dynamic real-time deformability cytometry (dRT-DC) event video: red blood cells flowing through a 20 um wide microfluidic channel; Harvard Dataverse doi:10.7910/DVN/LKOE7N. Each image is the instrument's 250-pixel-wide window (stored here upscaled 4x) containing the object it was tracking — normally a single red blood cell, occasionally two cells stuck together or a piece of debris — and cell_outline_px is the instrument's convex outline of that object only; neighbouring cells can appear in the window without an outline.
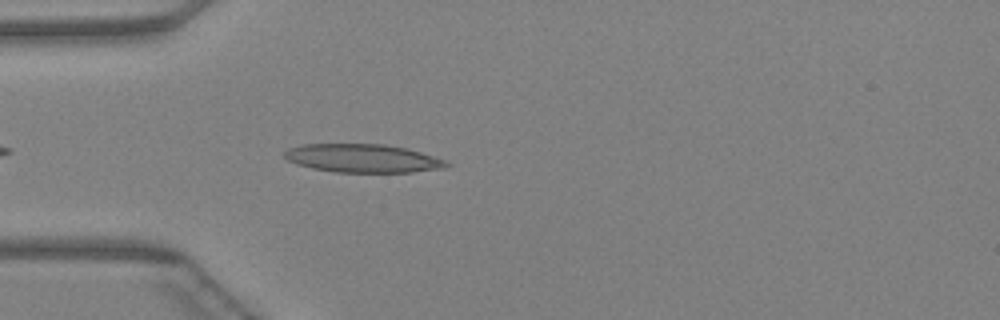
{"species": "Egyptian fruit bat (a non-hibernating species)", "species_latin": "Rousettus aegyptiacus", "temperature_condition": "warm", "stored_images_in_passage": 34, "camera_frame_rate_fps": 3000, "um_per_image_px": 0.085, "animal": {"sex": "female"}, "frame": {"image": 1, "passage_image": 4, "time_ms": 1.0, "image_size_px": [1000, 320], "cell_outline_px": [[452, 164], [444, 168], [412, 172], [336, 172], [312, 168], [296, 164], [288, 160], [284, 156], [284, 152], [288, 148], [304, 144], [384, 144], [408, 148], [444, 160]], "centroid_in_image_um": [30.83, 13.45], "position_along_channel_um": 54.2, "area_um2": 26.76}}
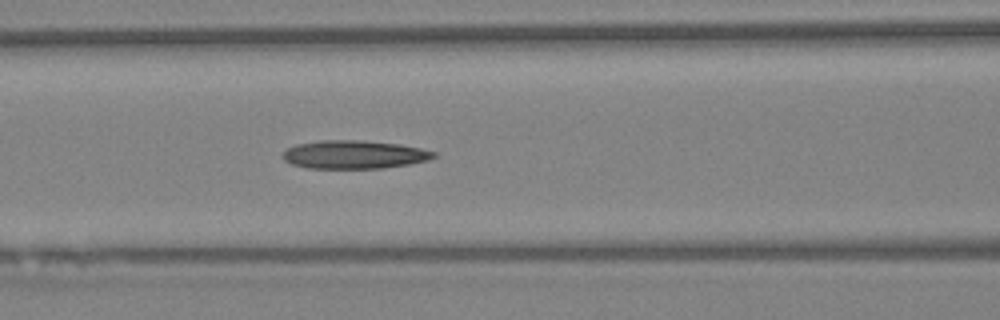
{"frame": {"image": 2, "passage_image": 10, "time_ms": 3.0, "image_size_px": [1000, 320], "cell_outline_px": [[436, 156], [428, 160], [408, 164], [384, 168], [308, 168], [292, 164], [284, 160], [280, 156], [288, 148], [296, 144], [320, 140], [356, 140], [396, 144], [420, 148], [436, 152]], "centroid_in_image_um": [30.07, 13.14], "position_along_channel_um": 136.5, "area_um2": 24.74}}
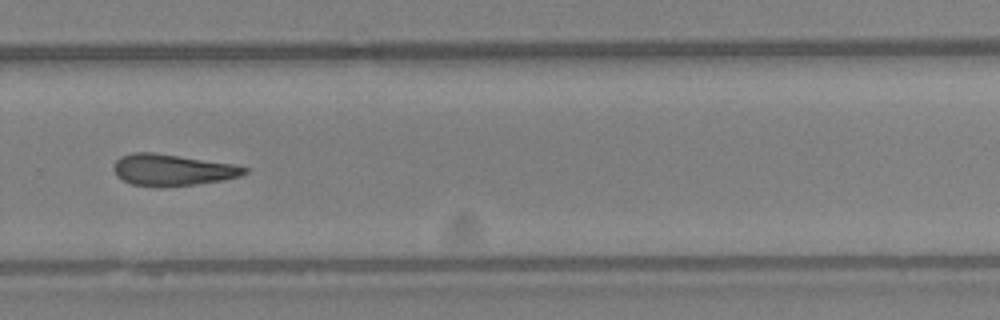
{"frame": {"image": 3, "passage_image": 22, "time_ms": 7.0, "image_size_px": [1000, 320], "cell_outline_px": [[248, 172], [240, 176], [224, 180], [196, 184], [132, 184], [116, 176], [116, 160], [120, 156], [132, 152], [152, 152], [232, 164], [248, 168]], "centroid_in_image_um": [14.69, 14.4], "position_along_channel_um": 315.1, "area_um2": 22.95}}